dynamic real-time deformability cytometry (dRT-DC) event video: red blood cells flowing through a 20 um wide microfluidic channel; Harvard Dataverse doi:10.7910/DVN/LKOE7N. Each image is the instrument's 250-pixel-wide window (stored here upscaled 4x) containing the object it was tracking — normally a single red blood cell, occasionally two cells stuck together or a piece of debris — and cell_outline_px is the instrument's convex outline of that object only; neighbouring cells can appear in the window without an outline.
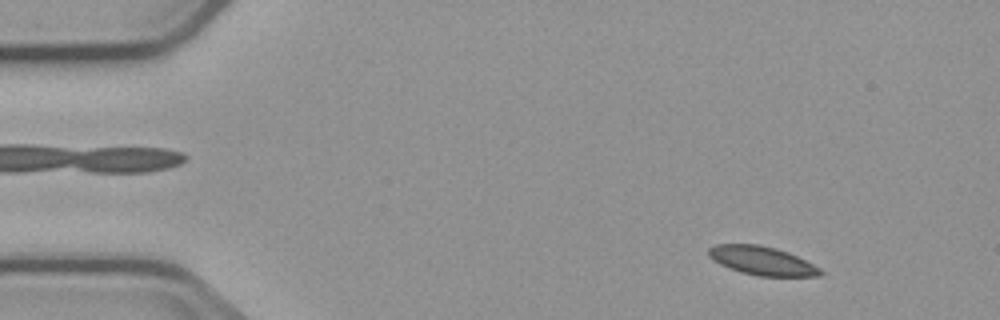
{"species": "common noctule bat (a hibernating species)", "species_latin": "Nyctalus noctula", "temperature_condition": "cold", "stored_images_in_passage": 6, "camera_frame_rate_fps": 3000, "um_per_image_px": 0.085, "animal": {"sex": "male", "body_mass_g": 23.1, "forearm_length_mm": 52.7}, "frame": {"image": 1, "passage_image": 2, "time_ms": 1.0, "image_size_px": [1000, 320], "cell_outline_px": [[824, 272], [820, 276], [760, 276], [740, 272], [728, 268], [712, 260], [708, 256], [708, 248], [716, 244], [760, 244], [776, 248], [788, 252], [820, 268]], "centroid_in_image_um": [64.74, 22.16], "position_along_channel_um": 20.3, "area_um2": 18.73}}
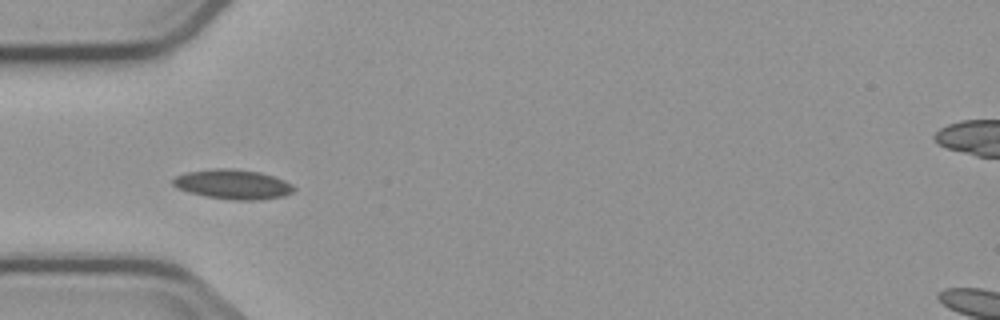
{"frame": {"image": 2, "passage_image": 5, "time_ms": 4.667, "image_size_px": [1000, 320], "cell_outline_px": [[296, 188], [292, 192], [284, 196], [260, 200], [232, 200], [204, 196], [188, 192], [172, 184], [172, 180], [176, 176], [184, 172], [216, 168], [232, 168], [260, 172], [284, 180], [292, 184]], "centroid_in_image_um": [19.8, 15.67], "position_along_channel_um": 65.2, "area_um2": 20.98}}
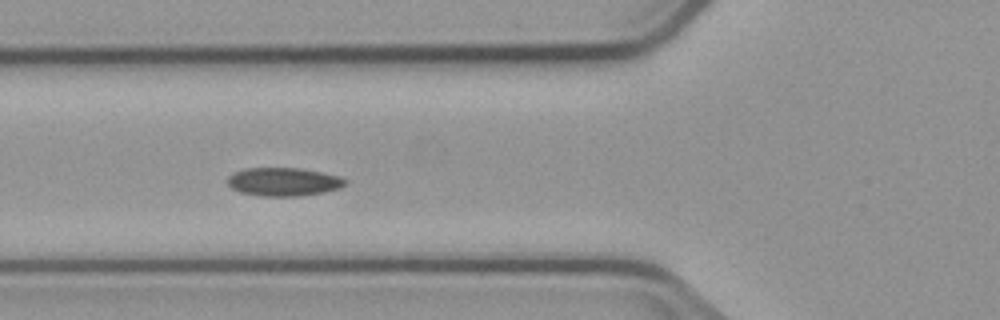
{"frame": {"image": 3, "passage_image": 6, "time_ms": 5.667, "image_size_px": [1000, 320], "cell_outline_px": [[348, 184], [340, 188], [324, 192], [300, 196], [260, 196], [240, 192], [232, 188], [228, 184], [228, 176], [232, 172], [244, 168], [300, 168], [340, 176], [348, 180]], "centroid_in_image_um": [24.11, 15.45], "position_along_channel_um": 101.7, "area_um2": 19.65}}